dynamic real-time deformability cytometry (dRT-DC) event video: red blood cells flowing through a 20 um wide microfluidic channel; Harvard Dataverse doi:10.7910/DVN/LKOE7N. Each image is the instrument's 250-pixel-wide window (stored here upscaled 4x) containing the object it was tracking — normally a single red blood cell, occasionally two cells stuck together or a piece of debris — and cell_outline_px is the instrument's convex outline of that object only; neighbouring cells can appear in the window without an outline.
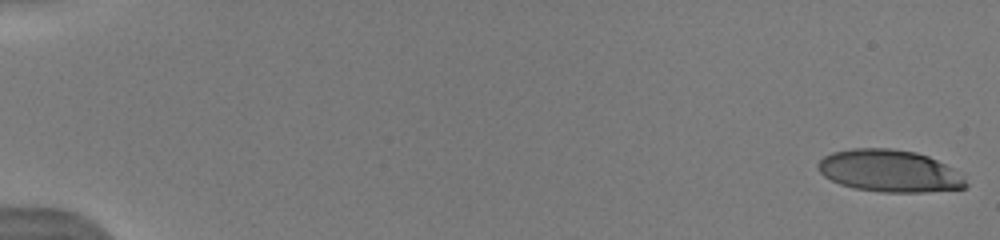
{"species": "human", "species_latin": "Homo sapiens", "temperature_condition": "warm", "stored_images_in_passage": 13, "camera_frame_rate_fps": 3000, "um_per_image_px": 0.085, "donor": {"sex": "male"}, "frame": {"image": 1, "passage_image": 1, "time_ms": 0.0, "image_size_px": [1000, 240], "cell_outline_px": [[968, 184], [964, 188], [924, 192], [884, 192], [856, 188], [840, 184], [824, 176], [816, 168], [816, 164], [824, 156], [832, 152], [852, 148], [892, 148], [916, 152], [928, 156], [944, 164], [964, 176]], "centroid_in_image_um": [75.58, 14.52], "position_along_channel_um": 9.4, "area_um2": 36.24}}
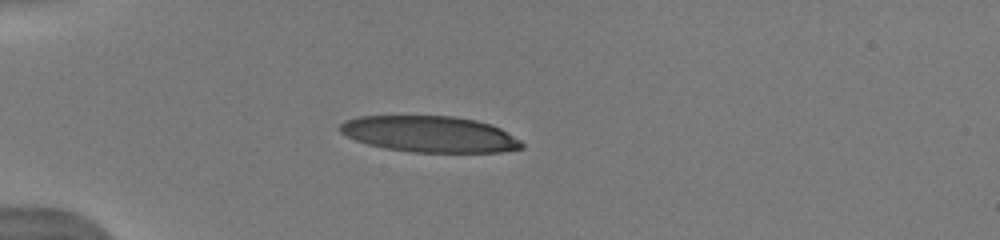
{"frame": {"image": 2, "passage_image": 9, "time_ms": 4.667, "image_size_px": [1000, 240], "cell_outline_px": [[524, 148], [500, 152], [412, 152], [384, 148], [368, 144], [356, 140], [340, 132], [340, 124], [344, 120], [360, 116], [456, 116], [476, 120], [492, 124], [500, 128], [520, 140], [524, 144]], "centroid_in_image_um": [36.54, 11.4], "position_along_channel_um": 48.5, "area_um2": 38.38}}